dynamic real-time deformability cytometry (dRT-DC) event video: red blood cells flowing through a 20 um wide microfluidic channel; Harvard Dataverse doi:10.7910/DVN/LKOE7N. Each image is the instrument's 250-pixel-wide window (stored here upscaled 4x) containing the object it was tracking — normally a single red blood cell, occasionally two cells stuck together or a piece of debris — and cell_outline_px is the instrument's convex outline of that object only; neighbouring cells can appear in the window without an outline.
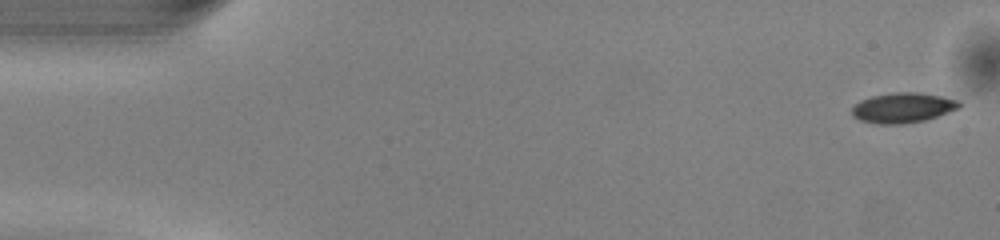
{"species": "common noctule bat (a hibernating species)", "species_latin": "Nyctalus noctula", "temperature_condition": "warm", "stored_images_in_passage": 50, "camera_frame_rate_fps": 3000, "um_per_image_px": 0.085, "animal": {"sex": "male", "body_mass_g": 13.0, "forearm_length_mm": 53.1}, "frame": {"image": 1, "passage_image": 1, "time_ms": 0.0, "image_size_px": [1000, 240], "cell_outline_px": [[960, 108], [924, 120], [896, 124], [880, 124], [860, 120], [852, 116], [852, 108], [860, 100], [872, 96], [892, 92], [916, 92], [944, 96], [956, 100], [960, 104]], "centroid_in_image_um": [76.72, 9.14], "position_along_channel_um": 8.3, "area_um2": 18.61}}
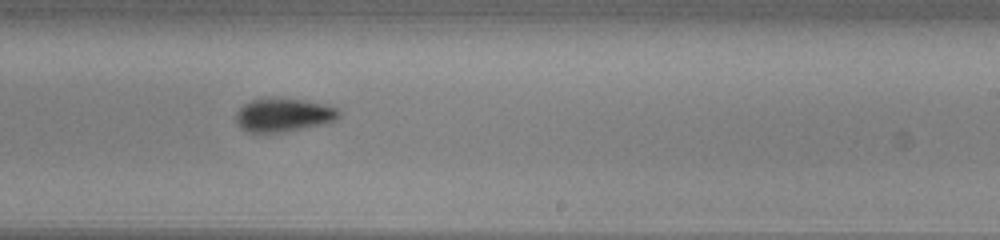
{"frame": {"image": 2, "passage_image": 30, "time_ms": 9.667, "image_size_px": [1000, 240], "cell_outline_px": [[340, 116], [336, 120], [324, 124], [280, 132], [248, 132], [240, 128], [236, 124], [236, 112], [248, 100], [300, 100], [324, 104], [336, 108], [340, 112]], "centroid_in_image_um": [24.08, 9.8], "position_along_channel_um": 264.9, "area_um2": 19.54}}
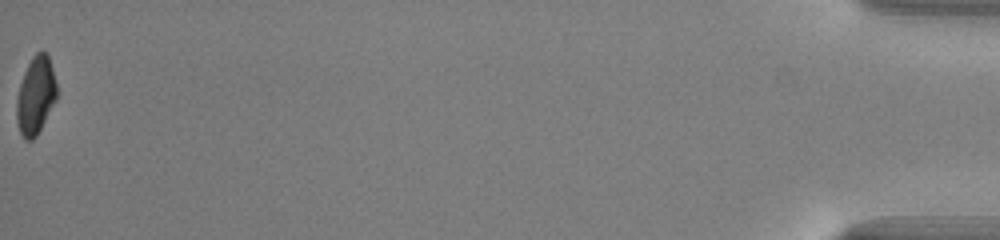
{"frame": {"image": 3, "passage_image": 50, "time_ms": 16.333, "image_size_px": [1000, 240], "cell_outline_px": [[56, 100], [36, 136], [32, 140], [24, 140], [20, 132], [16, 120], [16, 100], [20, 84], [24, 72], [32, 56], [36, 52], [48, 52], [56, 84]], "centroid_in_image_um": [3.02, 8.12], "position_along_channel_um": 432.2, "area_um2": 18.09}, "authors_computed_cell_mechanics": {"area_um2": 19.2474, "velocity_mm_per_s": 4.1002, "shape_relaxation_time_tau1_ms": 2.321, "shape_relaxation_time_tau2_ms": null, "deformation_change_tau1": 0.105, "deformation_change_tau2": null}}